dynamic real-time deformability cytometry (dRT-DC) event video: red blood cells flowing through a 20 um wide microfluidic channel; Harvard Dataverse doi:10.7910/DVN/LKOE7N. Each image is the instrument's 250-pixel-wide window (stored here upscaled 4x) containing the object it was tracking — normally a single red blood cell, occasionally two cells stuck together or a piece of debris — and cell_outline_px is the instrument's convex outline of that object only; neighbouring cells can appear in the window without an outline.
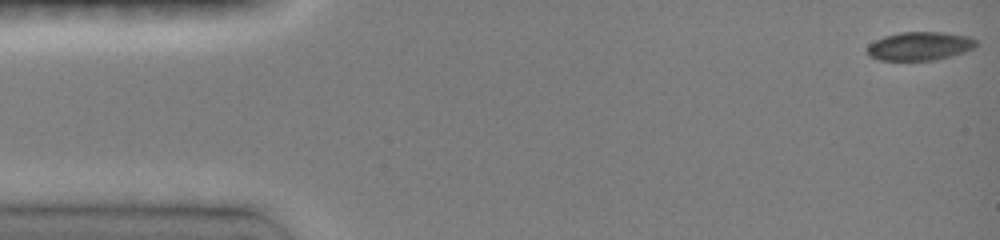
{"species": "common noctule bat (a hibernating species)", "species_latin": "Nyctalus noctula", "temperature_condition": "room temperature", "stored_images_in_passage": 53, "camera_frame_rate_fps": 3000, "um_per_image_px": 0.085, "animal": {"sex": "female", "body_mass_g": 19.0, "forearm_length_mm": 51.5}, "frame": {"image": 1, "passage_image": 1, "time_ms": 0.0, "image_size_px": [1000, 240], "cell_outline_px": [[976, 48], [952, 56], [936, 60], [880, 60], [868, 56], [868, 44], [884, 36], [900, 32], [944, 32], [968, 36], [976, 40]], "centroid_in_image_um": [78.2, 3.92], "position_along_channel_um": 6.8, "area_um2": 18.21}}
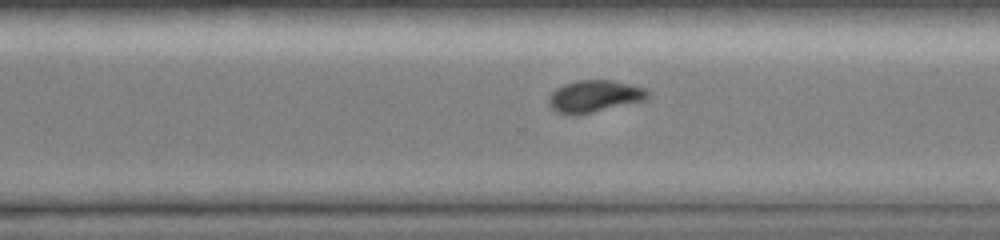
{"frame": {"image": 2, "passage_image": 36, "time_ms": 10.667, "image_size_px": [1000, 240], "cell_outline_px": [[648, 96], [644, 100], [576, 116], [556, 112], [548, 104], [548, 100], [552, 92], [556, 88], [564, 84], [576, 80], [612, 80], [632, 84], [644, 88], [648, 92]], "centroid_in_image_um": [50.49, 8.18], "position_along_channel_um": 320.1, "area_um2": 18.44}}
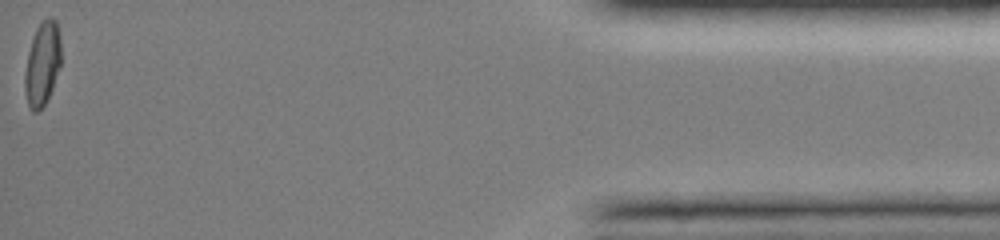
{"frame": {"image": 3, "passage_image": 53, "time_ms": 15.333, "image_size_px": [1000, 240], "cell_outline_px": [[60, 64], [52, 88], [44, 104], [36, 112], [32, 112], [28, 104], [24, 92], [24, 76], [28, 52], [36, 28], [48, 16], [52, 16], [56, 20], [60, 32]], "centroid_in_image_um": [3.59, 5.39], "position_along_channel_um": 431.6, "area_um2": 17.57}, "authors_computed_cell_mechanics": {"area_um2": 18.5538, "velocity_mm_per_s": 4.0911, "shape_relaxation_time_tau1_ms": 5.3364, "shape_relaxation_time_tau2_ms": null, "deformation_change_tau1": 0.1282, "deformation_change_tau2": null}}